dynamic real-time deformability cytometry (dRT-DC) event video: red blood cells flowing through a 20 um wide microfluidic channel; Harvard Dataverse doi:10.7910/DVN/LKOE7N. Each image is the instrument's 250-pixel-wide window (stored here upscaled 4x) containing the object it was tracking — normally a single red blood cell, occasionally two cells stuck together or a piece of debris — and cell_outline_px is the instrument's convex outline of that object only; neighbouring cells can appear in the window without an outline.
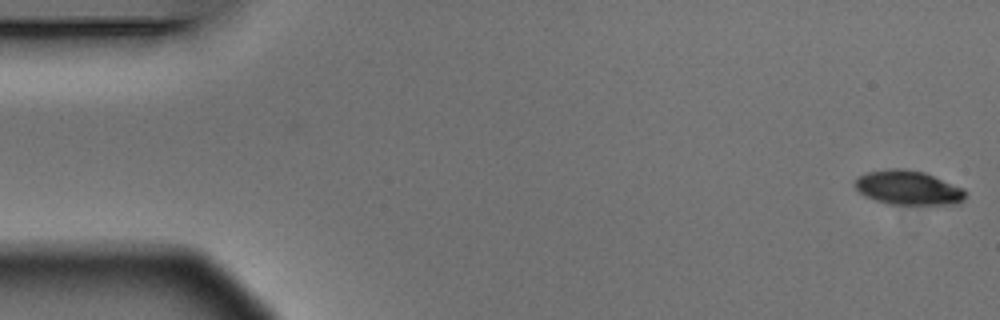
{"species": "Egyptian fruit bat (a non-hibernating species)", "species_latin": "Rousettus aegyptiacus", "temperature_condition": "warm", "stored_images_in_passage": 5, "camera_frame_rate_fps": 3000, "um_per_image_px": 0.085, "animal": {"sex": "male"}, "frame": {"image": 1, "passage_image": 1, "time_ms": 0.0, "image_size_px": [1000, 320], "cell_outline_px": [[964, 200], [956, 204], [888, 204], [864, 196], [856, 188], [856, 180], [860, 176], [868, 172], [892, 168], [900, 168], [924, 172], [964, 188]], "centroid_in_image_um": [77.21, 15.96], "position_along_channel_um": 7.8, "area_um2": 21.79}}
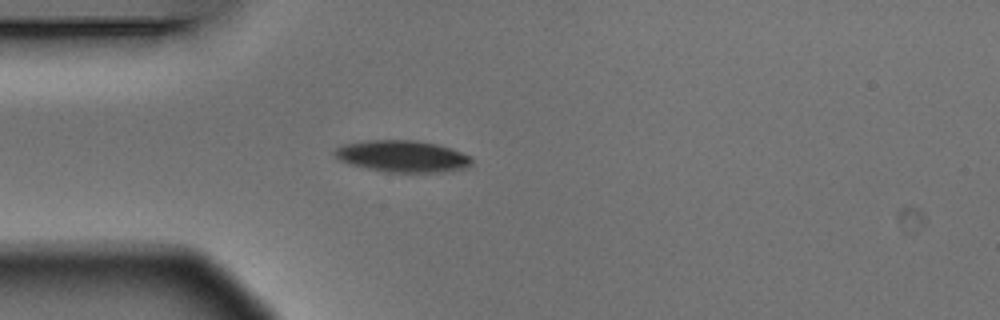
{"frame": {"image": 2, "passage_image": 5, "time_ms": 1.333, "image_size_px": [1000, 320], "cell_outline_px": [[472, 164], [464, 168], [440, 172], [384, 172], [364, 168], [348, 164], [336, 160], [332, 152], [336, 148], [344, 144], [364, 140], [416, 140], [436, 144], [452, 148], [472, 156]], "centroid_in_image_um": [34.16, 13.28], "position_along_channel_um": 50.8, "area_um2": 25.72}}